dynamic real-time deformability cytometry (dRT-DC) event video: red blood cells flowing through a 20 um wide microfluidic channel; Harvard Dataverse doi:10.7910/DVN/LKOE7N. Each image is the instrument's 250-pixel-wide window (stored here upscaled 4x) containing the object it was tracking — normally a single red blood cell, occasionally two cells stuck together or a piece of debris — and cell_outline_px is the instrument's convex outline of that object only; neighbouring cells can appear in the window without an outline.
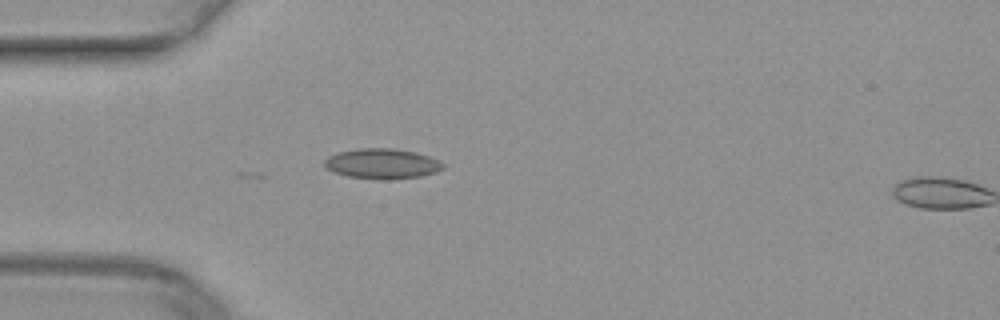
{"species": "common noctule bat (a hibernating species)", "species_latin": "Nyctalus noctula", "temperature_condition": "warm", "stored_images_in_passage": 2, "camera_frame_rate_fps": 3000, "um_per_image_px": 0.085, "animal": {"sex": "female", "body_mass_g": 29.2, "forearm_length_mm": 56.3}, "frame": {"image": 1, "passage_image": 1, "time_ms": 0.0, "image_size_px": [1000, 320], "cell_outline_px": [[444, 168], [436, 172], [420, 176], [392, 180], [380, 180], [348, 176], [332, 172], [324, 168], [324, 160], [328, 156], [340, 152], [356, 148], [396, 148], [416, 152], [440, 160], [444, 164]], "centroid_in_image_um": [32.47, 13.92], "position_along_channel_um": 52.5, "area_um2": 21.21}}